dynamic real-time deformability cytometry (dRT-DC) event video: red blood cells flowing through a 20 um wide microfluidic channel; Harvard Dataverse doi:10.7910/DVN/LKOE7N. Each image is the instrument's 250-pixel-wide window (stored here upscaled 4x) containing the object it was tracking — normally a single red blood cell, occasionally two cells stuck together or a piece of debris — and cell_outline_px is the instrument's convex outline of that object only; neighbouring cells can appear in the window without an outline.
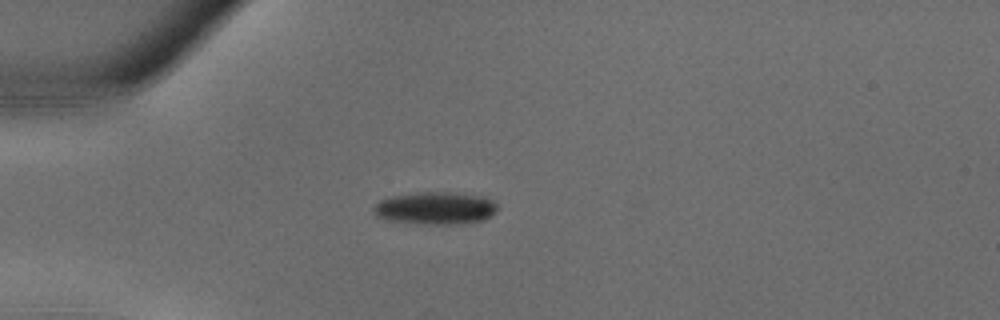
{"species": "common noctule bat (a hibernating species)", "species_latin": "Nyctalus noctula", "temperature_condition": "warm", "stored_images_in_passage": 27, "camera_frame_rate_fps": 3000, "um_per_image_px": 0.085, "animal": {"sex": "male", "body_mass_g": 18.8}, "frame": {"image": 1, "passage_image": 1, "time_ms": 0.0, "image_size_px": [1000, 320], "cell_outline_px": [[496, 212], [484, 220], [448, 224], [432, 224], [392, 220], [376, 216], [372, 208], [380, 200], [392, 196], [420, 192], [448, 192], [484, 196], [492, 200], [496, 204]], "centroid_in_image_um": [37.02, 17.67], "position_along_channel_um": 48.0, "area_um2": 23.06}}
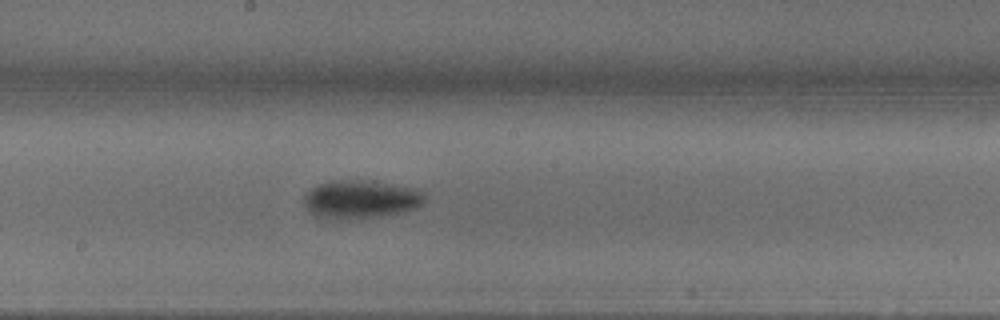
{"frame": {"image": 2, "passage_image": 11, "time_ms": 3.333, "image_size_px": [1000, 320], "cell_outline_px": [[428, 192], [424, 200], [416, 208], [400, 212], [372, 216], [316, 216], [308, 208], [304, 200], [304, 196], [312, 188], [320, 184], [332, 180], [372, 180], [416, 188]], "centroid_in_image_um": [30.76, 16.86], "position_along_channel_um": 217.4, "area_um2": 25.95}}
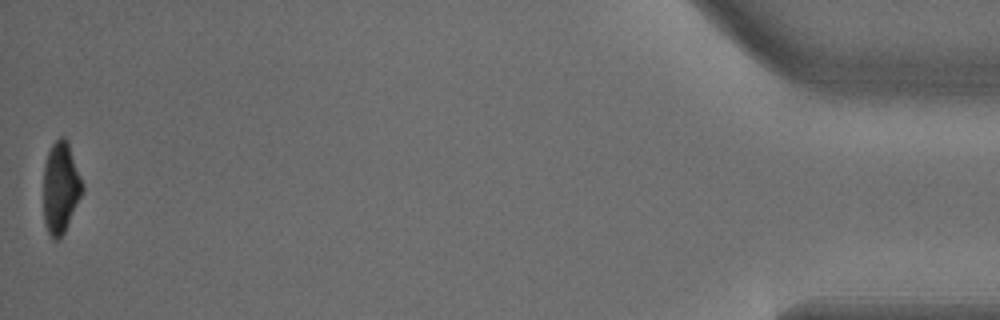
{"frame": {"image": 3, "passage_image": 27, "time_ms": 8.667, "image_size_px": [1000, 320], "cell_outline_px": [[84, 192], [60, 240], [52, 240], [48, 232], [44, 220], [44, 164], [48, 152], [52, 144], [60, 136], [64, 136], [68, 140], [84, 184]], "centroid_in_image_um": [5.18, 15.94], "position_along_channel_um": 430.0, "area_um2": 21.1}}